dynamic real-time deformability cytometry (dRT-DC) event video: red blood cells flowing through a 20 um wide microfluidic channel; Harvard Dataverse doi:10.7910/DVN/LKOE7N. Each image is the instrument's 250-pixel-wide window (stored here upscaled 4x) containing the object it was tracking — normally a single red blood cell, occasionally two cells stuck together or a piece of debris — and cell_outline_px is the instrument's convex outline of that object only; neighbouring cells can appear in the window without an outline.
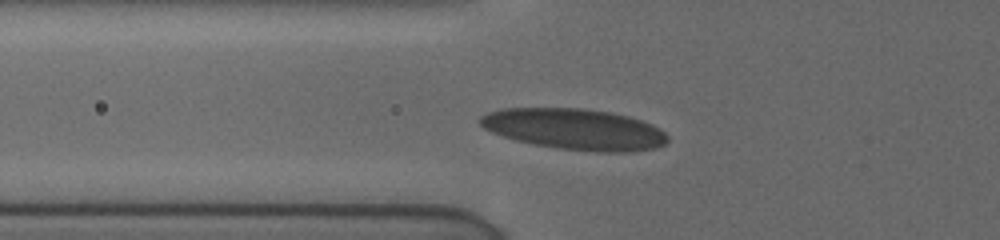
{"species": "human", "species_latin": "Homo sapiens", "temperature_condition": "cold", "stored_images_in_passage": 4, "camera_frame_rate_fps": 3000, "um_per_image_px": 0.085, "donor": {"sex": "female"}, "frame": {"image": 1, "passage_image": 4, "time_ms": 3.333, "image_size_px": [1000, 240], "cell_outline_px": [[668, 140], [664, 144], [656, 148], [632, 152], [596, 152], [556, 148], [532, 144], [516, 140], [492, 132], [484, 128], [476, 120], [480, 116], [488, 112], [500, 108], [584, 108], [612, 112], [628, 116], [652, 124], [660, 128], [668, 136]], "centroid_in_image_um": [48.84, 10.98], "position_along_channel_um": 77.0, "area_um2": 45.2}}